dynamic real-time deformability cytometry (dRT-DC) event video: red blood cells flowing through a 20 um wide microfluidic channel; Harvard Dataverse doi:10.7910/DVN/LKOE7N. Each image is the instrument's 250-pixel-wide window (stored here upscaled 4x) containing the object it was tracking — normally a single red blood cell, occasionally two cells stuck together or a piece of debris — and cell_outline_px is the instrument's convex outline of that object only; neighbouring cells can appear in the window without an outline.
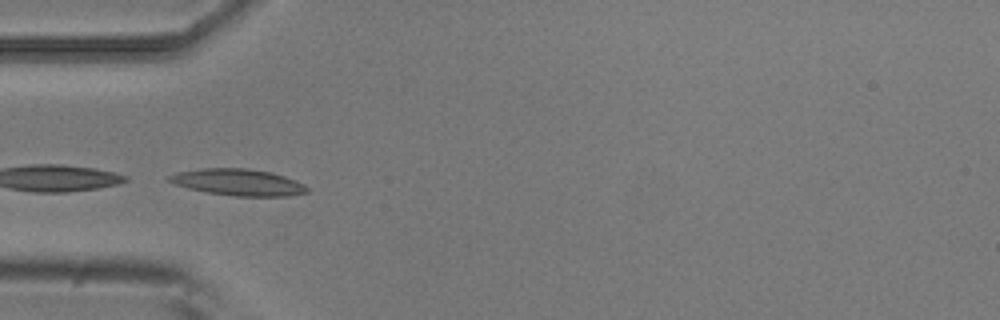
{"species": "common noctule bat (a hibernating species)", "species_latin": "Nyctalus noctula", "temperature_condition": "room temperature", "stored_images_in_passage": 9, "camera_frame_rate_fps": 3000, "um_per_image_px": 0.085, "animal": {"sex": "male", "body_mass_g": 20.5, "forearm_length_mm": 52.5}, "frame": {"image": 1, "passage_image": 4, "time_ms": 1.0, "image_size_px": [1000, 320], "cell_outline_px": [[308, 192], [288, 196], [232, 196], [208, 192], [188, 188], [176, 184], [168, 180], [168, 176], [176, 172], [204, 168], [244, 168], [272, 172], [296, 180], [304, 184], [308, 188]], "centroid_in_image_um": [20.27, 15.49], "position_along_channel_um": 64.7, "area_um2": 21.27}}
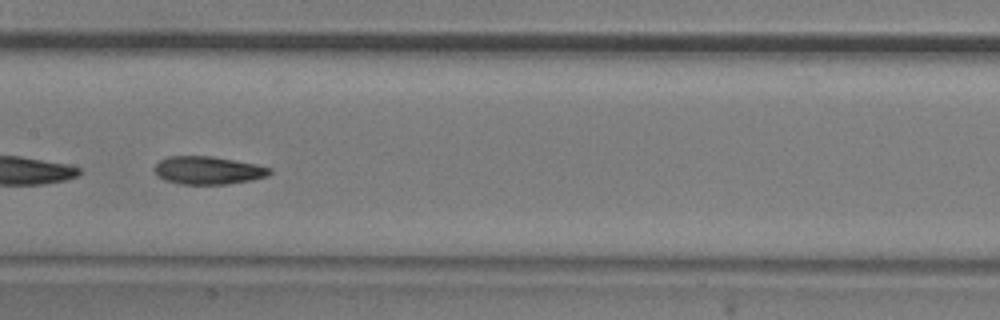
{"frame": {"image": 2, "passage_image": 7, "time_ms": 2.0, "image_size_px": [1000, 320], "cell_outline_px": [[272, 172], [268, 176], [252, 180], [228, 184], [180, 184], [164, 180], [156, 172], [156, 164], [160, 160], [168, 156], [212, 156], [256, 164], [272, 168]], "centroid_in_image_um": [17.73, 14.48], "position_along_channel_um": 189.7, "area_um2": 18.73}}
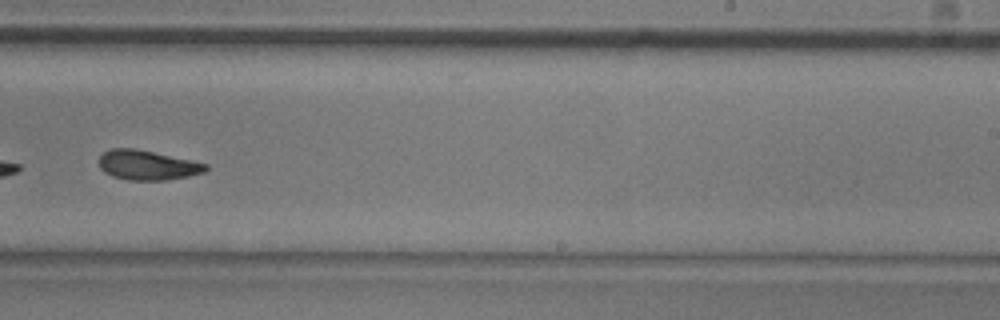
{"frame": {"image": 3, "passage_image": 9, "time_ms": 2.667, "image_size_px": [1000, 320], "cell_outline_px": [[208, 168], [204, 172], [188, 176], [164, 180], [128, 180], [112, 176], [104, 172], [100, 168], [100, 156], [104, 152], [112, 148], [132, 148], [192, 160], [208, 164]], "centroid_in_image_um": [12.52, 14.04], "position_along_channel_um": 276.5, "area_um2": 18.26}}